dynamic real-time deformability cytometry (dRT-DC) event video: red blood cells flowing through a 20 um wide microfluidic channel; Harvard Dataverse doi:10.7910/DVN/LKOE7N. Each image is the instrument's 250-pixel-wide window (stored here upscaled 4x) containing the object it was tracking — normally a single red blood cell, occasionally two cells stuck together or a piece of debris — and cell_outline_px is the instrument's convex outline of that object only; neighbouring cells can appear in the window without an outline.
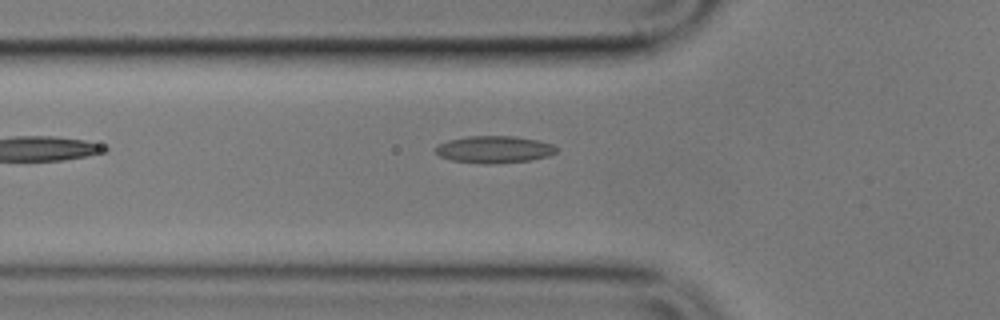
{"species": "common noctule bat (a hibernating species)", "species_latin": "Nyctalus noctula", "temperature_condition": "cold", "stored_images_in_passage": 6, "camera_frame_rate_fps": 3000, "um_per_image_px": 0.085, "animal": {"sex": "male", "body_mass_g": 17.9}, "frame": {"image": 1, "passage_image": 6, "time_ms": 6.0, "image_size_px": [1000, 320], "cell_outline_px": [[560, 148], [556, 152], [548, 156], [532, 160], [488, 164], [484, 164], [452, 160], [440, 156], [432, 148], [436, 144], [448, 140], [468, 136], [512, 136], [536, 140], [552, 144]], "centroid_in_image_um": [41.98, 12.7], "position_along_channel_um": 83.8, "area_um2": 19.19}}